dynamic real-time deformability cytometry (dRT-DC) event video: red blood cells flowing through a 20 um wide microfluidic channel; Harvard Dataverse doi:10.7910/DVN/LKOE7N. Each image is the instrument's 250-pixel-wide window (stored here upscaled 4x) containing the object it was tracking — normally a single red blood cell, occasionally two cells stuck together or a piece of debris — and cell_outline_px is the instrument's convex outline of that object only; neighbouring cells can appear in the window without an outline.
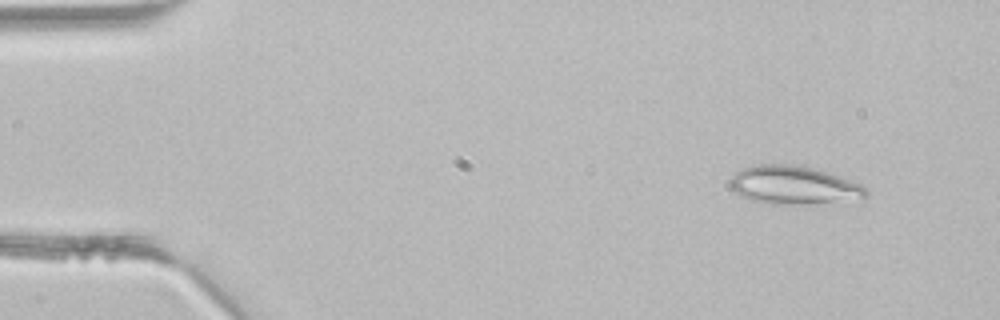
{"species": "common noctule bat (a hibernating species)", "species_latin": "Nyctalus noctula", "temperature_condition": "room temperature", "stored_images_in_passage": 3, "camera_frame_rate_fps": 3000, "um_per_image_px": 0.085, "animal": {"sex": "male", "body_mass_g": 21.5, "forearm_length_mm": 52.0}, "frame": {"image": 1, "passage_image": 1, "time_ms": 0.0, "image_size_px": [1000, 320], "cell_outline_px": [[868, 196], [808, 204], [772, 204], [748, 200], [732, 192], [728, 184], [732, 176], [736, 172], [744, 168], [756, 164], [792, 164], [812, 168], [828, 172], [860, 184], [868, 188]], "centroid_in_image_um": [67.37, 15.73], "position_along_channel_um": 17.6, "area_um2": 30.23}}